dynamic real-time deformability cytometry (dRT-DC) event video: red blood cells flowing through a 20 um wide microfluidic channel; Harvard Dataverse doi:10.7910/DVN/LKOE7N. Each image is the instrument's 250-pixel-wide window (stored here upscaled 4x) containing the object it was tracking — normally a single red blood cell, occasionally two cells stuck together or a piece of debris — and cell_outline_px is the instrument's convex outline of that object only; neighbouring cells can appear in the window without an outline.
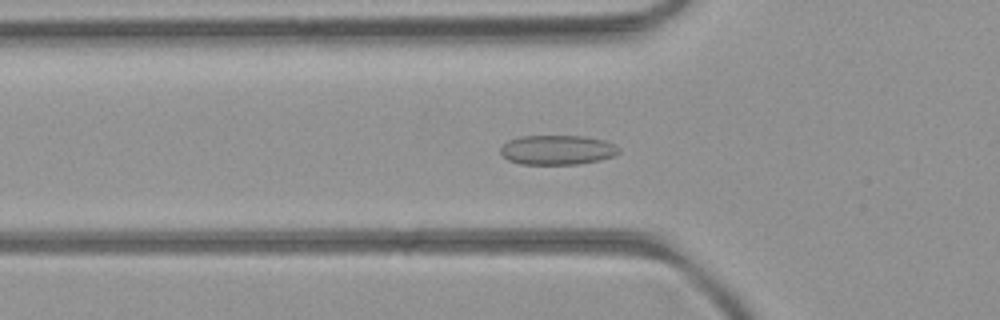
{"species": "common noctule bat (a hibernating species)", "species_latin": "Nyctalus noctula", "temperature_condition": "room temperature", "stored_images_in_passage": 45, "camera_frame_rate_fps": 3000, "um_per_image_px": 0.085, "animal": {"sex": "female", "body_mass_g": 21.9}, "frame": {"image": 1, "passage_image": 14, "time_ms": 4.333, "image_size_px": [1000, 320], "cell_outline_px": [[620, 152], [612, 156], [600, 160], [580, 164], [520, 164], [508, 160], [500, 152], [500, 148], [508, 140], [520, 136], [584, 136], [604, 140], [620, 148]], "centroid_in_image_um": [47.36, 12.74], "position_along_channel_um": 78.4, "area_um2": 20.4}}
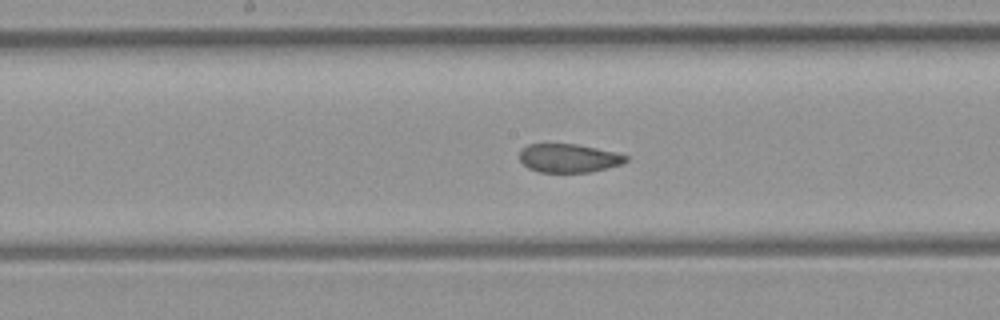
{"frame": {"image": 2, "passage_image": 23, "time_ms": 7.333, "image_size_px": [1000, 320], "cell_outline_px": [[628, 160], [620, 164], [588, 172], [540, 172], [528, 168], [520, 160], [520, 152], [528, 144], [576, 144], [620, 152], [628, 156]], "centroid_in_image_um": [48.37, 13.43], "position_along_channel_um": 199.8, "area_um2": 17.63}}
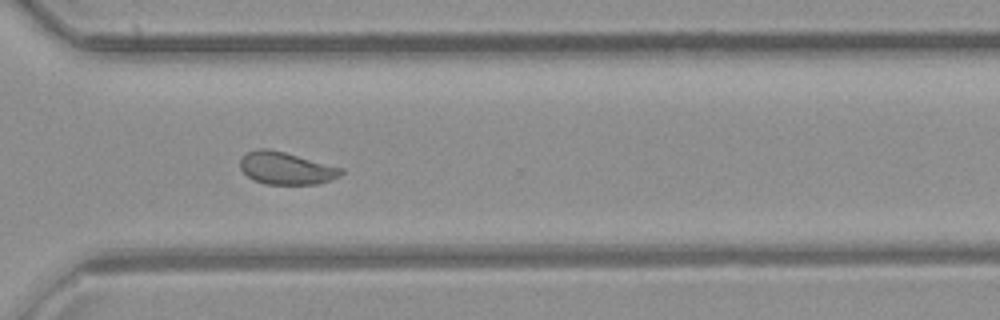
{"frame": {"image": 3, "passage_image": 34, "time_ms": 11.0, "image_size_px": [1000, 320], "cell_outline_px": [[344, 172], [332, 180], [320, 184], [264, 184], [252, 180], [240, 168], [240, 160], [248, 152], [256, 148], [268, 148], [284, 152], [344, 168]], "centroid_in_image_um": [24.33, 14.3], "position_along_channel_um": 346.3, "area_um2": 19.13}, "authors_computed_cell_mechanics": {"area_um2": 19.363, "velocity_mm_per_s": 4.0088, "shape_relaxation_time_tau1_ms": null, "shape_relaxation_time_tau2_ms": 1.2283, "deformation_change_tau1": null, "deformation_change_tau2": 0.0562}}